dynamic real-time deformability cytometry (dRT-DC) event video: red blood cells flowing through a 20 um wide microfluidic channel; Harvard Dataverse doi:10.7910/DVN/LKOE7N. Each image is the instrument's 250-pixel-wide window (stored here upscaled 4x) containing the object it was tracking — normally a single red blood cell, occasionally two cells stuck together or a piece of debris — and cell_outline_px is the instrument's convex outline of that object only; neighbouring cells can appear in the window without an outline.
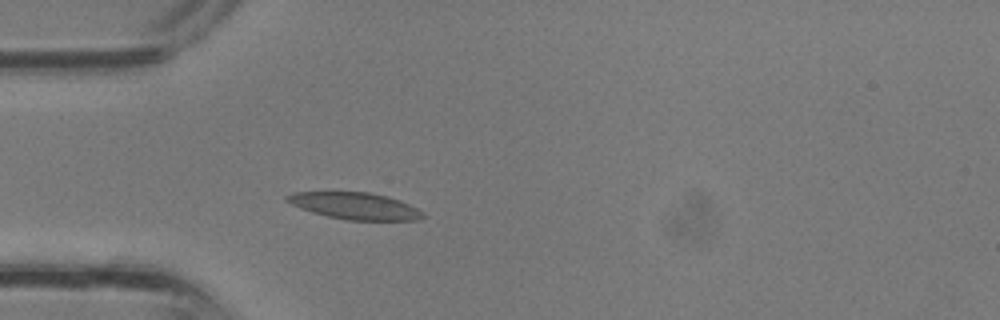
{"species": "common noctule bat (a hibernating species)", "species_latin": "Nyctalus noctula", "temperature_condition": "room temperature", "stored_images_in_passage": 26, "camera_frame_rate_fps": 3000, "um_per_image_px": 0.085, "animal": {"sex": "male", "body_mass_g": 13.3}, "frame": {"image": 1, "passage_image": 5, "time_ms": 1.333, "image_size_px": [1000, 320], "cell_outline_px": [[428, 216], [416, 220], [348, 220], [328, 216], [312, 212], [300, 208], [284, 200], [284, 196], [292, 192], [368, 192], [388, 196], [400, 200], [424, 212]], "centroid_in_image_um": [30.18, 17.5], "position_along_channel_um": 54.8, "area_um2": 21.27}}
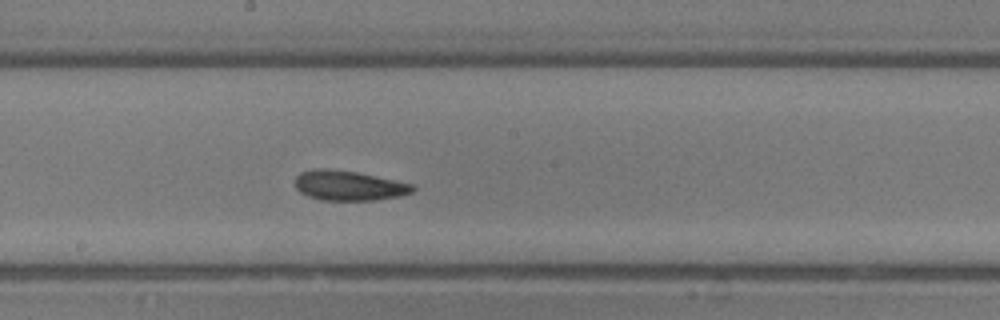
{"frame": {"image": 2, "passage_image": 14, "time_ms": 4.333, "image_size_px": [1000, 320], "cell_outline_px": [[416, 188], [412, 192], [400, 196], [376, 200], [320, 200], [308, 196], [300, 192], [296, 188], [296, 176], [300, 172], [316, 168], [328, 168], [356, 172], [416, 184]], "centroid_in_image_um": [29.67, 15.77], "position_along_channel_um": 218.5, "area_um2": 20.63}}
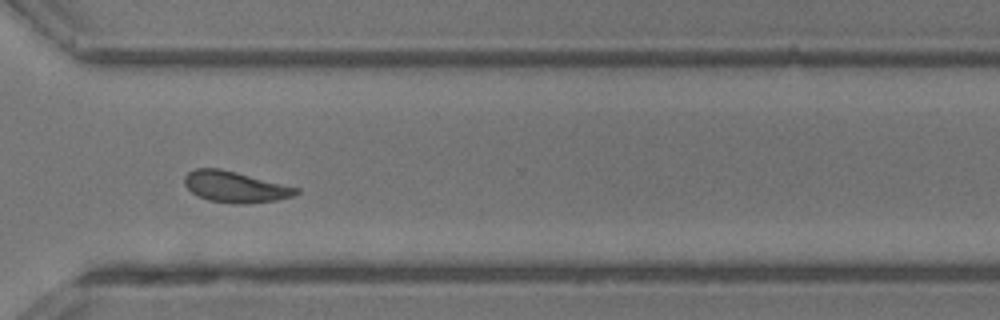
{"frame": {"image": 3, "passage_image": 21, "time_ms": 6.667, "image_size_px": [1000, 320], "cell_outline_px": [[300, 192], [296, 196], [276, 200], [244, 204], [232, 204], [208, 200], [192, 192], [184, 184], [184, 176], [188, 172], [196, 168], [220, 168], [300, 188]], "centroid_in_image_um": [20.02, 15.89], "position_along_channel_um": 350.6, "area_um2": 20.29}}